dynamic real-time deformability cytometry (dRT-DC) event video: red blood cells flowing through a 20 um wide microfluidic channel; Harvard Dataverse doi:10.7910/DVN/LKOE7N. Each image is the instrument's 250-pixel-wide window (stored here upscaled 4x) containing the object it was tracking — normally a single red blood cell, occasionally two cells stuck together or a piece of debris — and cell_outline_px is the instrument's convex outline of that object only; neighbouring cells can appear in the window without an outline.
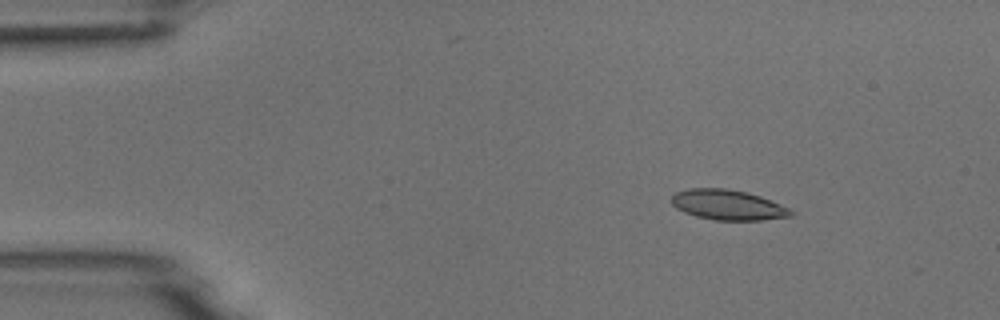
{"species": "common noctule bat (a hibernating species)", "species_latin": "Nyctalus noctula", "temperature_condition": "room temperature", "stored_images_in_passage": 5, "camera_frame_rate_fps": 3000, "um_per_image_px": 0.085, "animal": {"sex": "male", "body_mass_g": 18.8}, "frame": {"image": 1, "passage_image": 2, "time_ms": 1.333, "image_size_px": [1000, 320], "cell_outline_px": [[792, 216], [760, 220], [716, 220], [696, 216], [684, 212], [676, 208], [672, 204], [672, 196], [676, 192], [688, 188], [724, 188], [748, 192], [760, 196], [780, 204], [788, 208], [792, 212]], "centroid_in_image_um": [61.84, 17.41], "position_along_channel_um": 23.2, "area_um2": 20.87}}
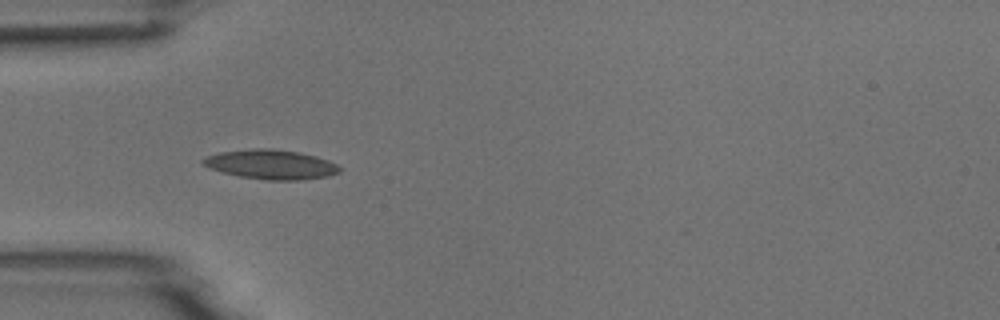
{"frame": {"image": 2, "passage_image": 4, "time_ms": 4.333, "image_size_px": [1000, 320], "cell_outline_px": [[344, 168], [340, 172], [328, 176], [304, 180], [264, 180], [240, 176], [208, 168], [200, 164], [200, 160], [204, 156], [220, 152], [252, 148], [272, 148], [300, 152], [316, 156], [328, 160]], "centroid_in_image_um": [23.02, 13.97], "position_along_channel_um": 62.0, "area_um2": 23.87}}